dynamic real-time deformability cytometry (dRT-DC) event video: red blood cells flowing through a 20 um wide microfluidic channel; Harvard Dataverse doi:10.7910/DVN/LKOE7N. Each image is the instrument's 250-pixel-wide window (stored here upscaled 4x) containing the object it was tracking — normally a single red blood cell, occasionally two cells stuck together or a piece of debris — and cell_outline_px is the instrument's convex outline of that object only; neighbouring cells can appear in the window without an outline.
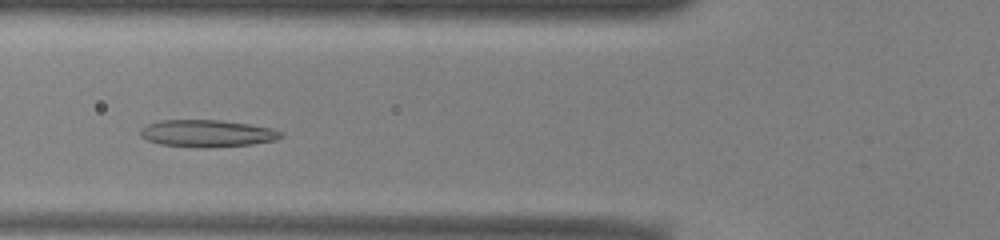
{"species": "common noctule bat (a hibernating species)", "species_latin": "Nyctalus noctula", "temperature_condition": "warm", "stored_images_in_passage": 43, "camera_frame_rate_fps": 3000, "um_per_image_px": 0.085, "animal": {"sex": "male", "body_mass_g": 13.0, "forearm_length_mm": 53.1}, "frame": {"image": 1, "passage_image": 11, "time_ms": 3.333, "image_size_px": [1000, 240], "cell_outline_px": [[284, 136], [276, 140], [252, 144], [208, 148], [200, 148], [160, 144], [148, 140], [140, 136], [140, 128], [148, 124], [160, 120], [220, 120], [248, 124], [272, 128], [284, 132]], "centroid_in_image_um": [17.62, 11.34], "position_along_channel_um": 108.2, "area_um2": 22.37}}
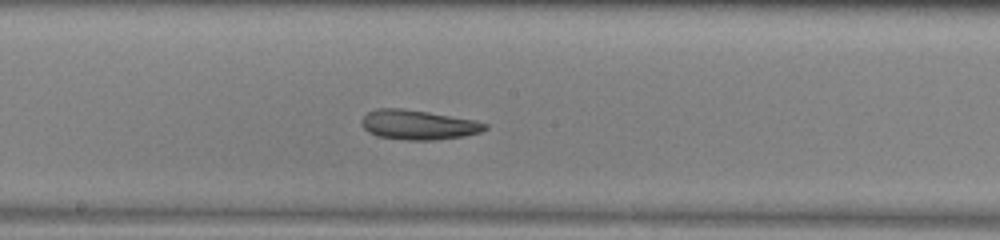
{"frame": {"image": 2, "passage_image": 19, "time_ms": 6.0, "image_size_px": [1000, 240], "cell_outline_px": [[488, 128], [480, 132], [464, 136], [436, 140], [404, 140], [376, 136], [368, 132], [360, 124], [360, 120], [368, 112], [376, 108], [404, 108], [476, 120], [488, 124]], "centroid_in_image_um": [35.53, 10.61], "position_along_channel_um": 212.7, "area_um2": 21.56}}
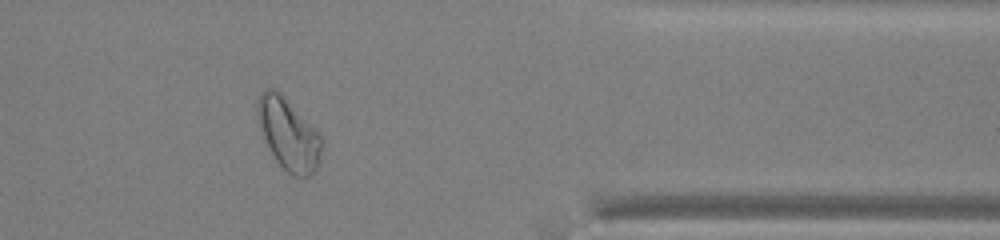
{"frame": {"image": 3, "passage_image": 34, "time_ms": 11.0, "image_size_px": [1000, 240], "cell_outline_px": [[320, 156], [316, 168], [312, 176], [304, 180], [292, 176], [276, 160], [256, 120], [256, 104], [260, 92], [264, 88], [272, 88], [280, 92], [320, 136]], "centroid_in_image_um": [24.47, 11.41], "position_along_channel_um": 386.9, "area_um2": 26.36}, "authors_computed_cell_mechanics": {"area_um2": 23.0622, "velocity_mm_per_s": 3.9252, "shape_relaxation_time_tau1_ms": null, "shape_relaxation_time_tau2_ms": 6.6563, "deformation_change_tau1": null, "deformation_change_tau2": 0.1714}}